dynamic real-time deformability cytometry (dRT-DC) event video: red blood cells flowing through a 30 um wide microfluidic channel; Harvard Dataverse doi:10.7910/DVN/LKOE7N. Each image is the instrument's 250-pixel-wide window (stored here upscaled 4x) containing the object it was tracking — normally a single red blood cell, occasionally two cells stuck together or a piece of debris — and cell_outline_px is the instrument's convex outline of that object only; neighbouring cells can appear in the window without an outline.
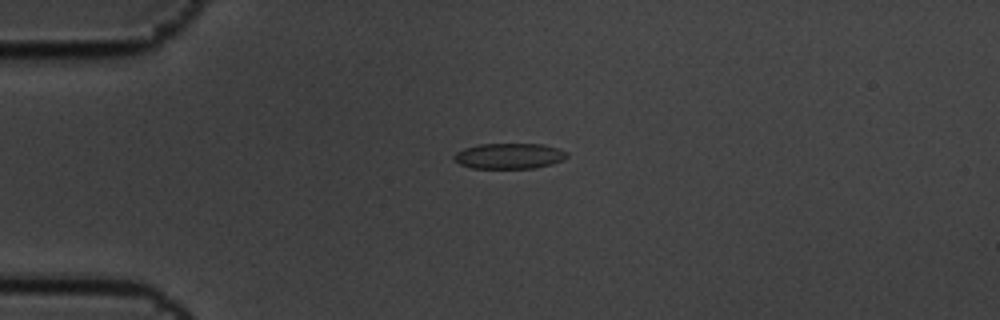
{"species": "common noctule bat (a hibernating species)", "species_latin": "Nyctalus noctula", "temperature_condition": "cold", "stored_images_in_passage": 4, "camera_frame_rate_fps": 3000, "um_per_image_px": 0.085, "animal": {"sex": "male", "body_mass_g": 19.5, "forearm_length_mm": 54.6}, "frame": {"image": 1, "passage_image": 2, "time_ms": 0.333, "image_size_px": [1000, 320], "cell_outline_px": [[568, 156], [552, 164], [536, 168], [472, 168], [460, 164], [452, 160], [452, 156], [456, 152], [464, 148], [480, 144], [544, 144], [560, 148], [568, 152]], "centroid_in_image_um": [43.27, 13.25], "position_along_channel_um": 41.7, "area_um2": 16.99}}
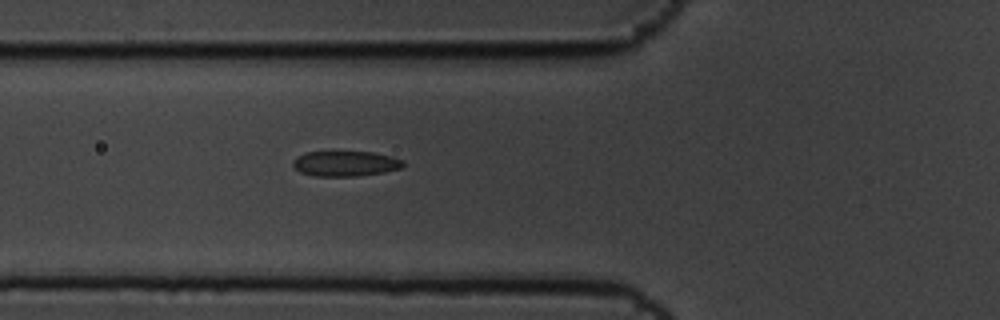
{"frame": {"image": 2, "passage_image": 4, "time_ms": 1.0, "image_size_px": [1000, 320], "cell_outline_px": [[404, 164], [400, 168], [384, 172], [360, 176], [316, 176], [300, 172], [292, 164], [292, 160], [296, 156], [304, 152], [372, 152], [392, 156], [404, 160]], "centroid_in_image_um": [29.35, 13.9], "position_along_channel_um": 96.5, "area_um2": 16.3}}